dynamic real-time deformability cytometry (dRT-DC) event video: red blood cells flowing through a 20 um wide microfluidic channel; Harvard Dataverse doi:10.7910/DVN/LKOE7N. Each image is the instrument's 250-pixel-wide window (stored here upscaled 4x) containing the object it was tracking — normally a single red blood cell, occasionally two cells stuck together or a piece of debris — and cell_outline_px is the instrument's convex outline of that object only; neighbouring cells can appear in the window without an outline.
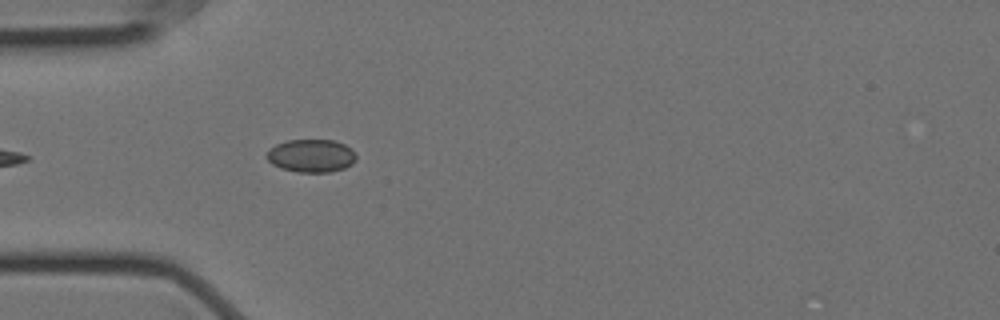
{"species": "Egyptian fruit bat (a non-hibernating species)", "species_latin": "Rousettus aegyptiacus", "temperature_condition": "cold", "stored_images_in_passage": 5, "camera_frame_rate_fps": 3000, "um_per_image_px": 0.085, "animal": {"sex": "female"}, "frame": {"image": 1, "passage_image": 5, "time_ms": 1.333, "image_size_px": [1000, 320], "cell_outline_px": [[356, 160], [352, 164], [344, 168], [332, 172], [296, 172], [280, 168], [272, 164], [264, 156], [276, 144], [288, 140], [332, 140], [344, 144], [352, 148], [356, 152]], "centroid_in_image_um": [26.47, 13.24], "position_along_channel_um": 58.5, "area_um2": 17.34}}